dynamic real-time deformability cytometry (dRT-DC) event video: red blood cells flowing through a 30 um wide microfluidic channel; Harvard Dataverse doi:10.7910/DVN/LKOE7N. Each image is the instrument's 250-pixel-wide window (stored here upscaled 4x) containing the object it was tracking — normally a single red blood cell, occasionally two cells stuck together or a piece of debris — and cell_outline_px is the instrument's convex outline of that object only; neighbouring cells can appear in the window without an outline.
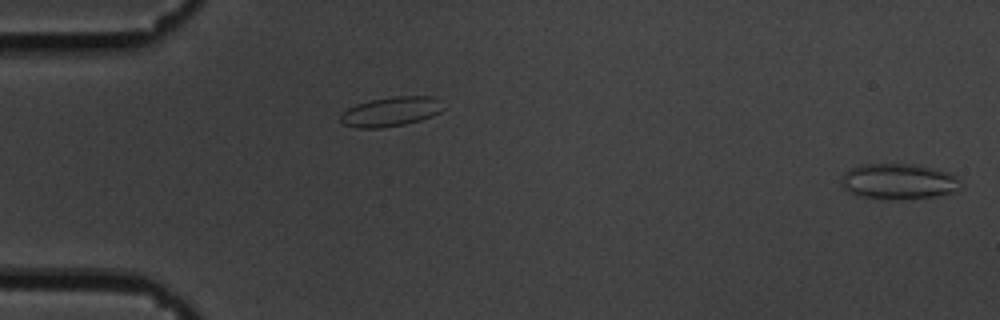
{"species": "common noctule bat (a hibernating species)", "species_latin": "Nyctalus noctula", "temperature_condition": "cold", "stored_images_in_passage": 22, "camera_frame_rate_fps": 3000, "um_per_image_px": 0.085, "animal": {"sex": "male", "body_mass_g": 19.5, "forearm_length_mm": 54.6}, "frame": {"image": 1, "passage_image": 1, "time_ms": 0.0, "image_size_px": [1000, 320], "cell_outline_px": [[964, 188], [956, 192], [936, 196], [860, 196], [848, 192], [840, 184], [840, 176], [844, 172], [852, 168], [864, 164], [912, 164], [948, 172], [956, 176], [964, 184]], "centroid_in_image_um": [76.41, 15.37], "position_along_channel_um": 8.6, "area_um2": 24.04}}
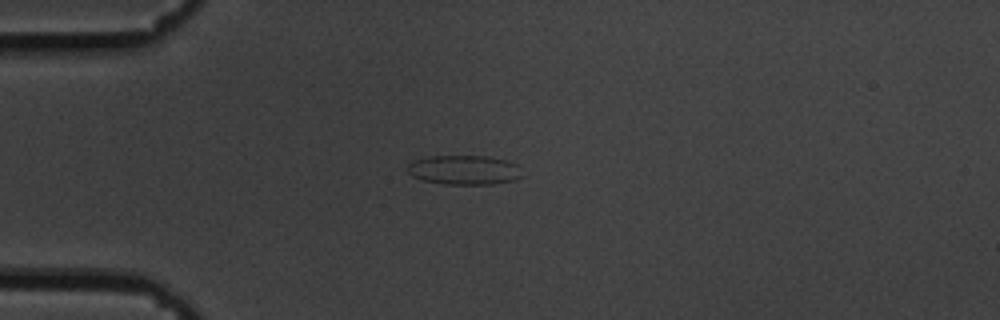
{"frame": {"image": 2, "passage_image": 15, "time_ms": 4.667, "image_size_px": [1000, 320], "cell_outline_px": [[524, 176], [516, 180], [492, 184], [444, 184], [424, 180], [412, 176], [408, 172], [408, 164], [416, 160], [428, 156], [488, 156], [508, 160], [516, 164]], "centroid_in_image_um": [39.5, 14.44], "position_along_channel_um": 45.5, "area_um2": 19.71}}